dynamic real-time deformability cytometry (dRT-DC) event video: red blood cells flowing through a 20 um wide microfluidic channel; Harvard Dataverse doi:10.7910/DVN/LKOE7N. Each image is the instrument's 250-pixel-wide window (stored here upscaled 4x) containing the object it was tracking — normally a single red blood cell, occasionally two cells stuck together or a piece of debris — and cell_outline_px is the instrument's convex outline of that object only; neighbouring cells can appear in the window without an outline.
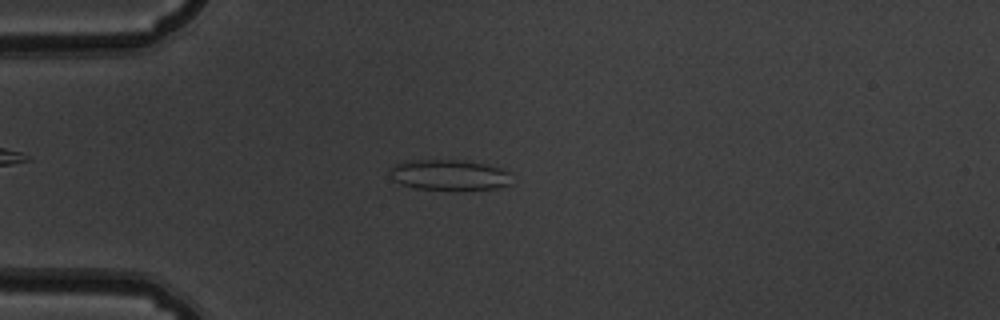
{"species": "common noctule bat (a hibernating species)", "species_latin": "Nyctalus noctula", "temperature_condition": "warm", "stored_images_in_passage": 49, "camera_frame_rate_fps": 3000, "um_per_image_px": 0.085, "animal": {"sex": "male", "body_mass_g": 19.5, "forearm_length_mm": 54.6}, "frame": {"image": 1, "passage_image": 11, "time_ms": 3.333, "image_size_px": [1000, 320], "cell_outline_px": [[508, 184], [496, 188], [456, 192], [452, 192], [416, 188], [400, 184], [392, 180], [388, 168], [404, 160], [460, 160], [484, 164], [500, 168], [508, 172]], "centroid_in_image_um": [38.09, 14.9], "position_along_channel_um": 46.9, "area_um2": 22.25}}
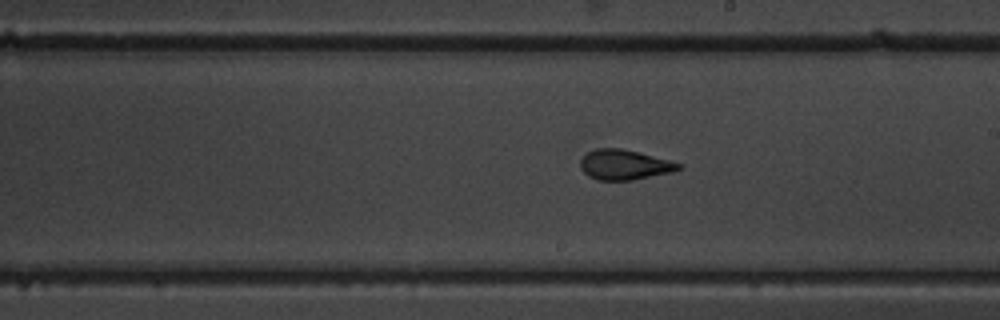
{"frame": {"image": 2, "passage_image": 27, "time_ms": 8.667, "image_size_px": [1000, 320], "cell_outline_px": [[684, 168], [672, 172], [632, 180], [596, 180], [588, 176], [580, 168], [580, 160], [588, 152], [596, 148], [620, 148], [640, 152], [684, 164]], "centroid_in_image_um": [53.1, 14.0], "position_along_channel_um": 235.9, "area_um2": 17.4}}
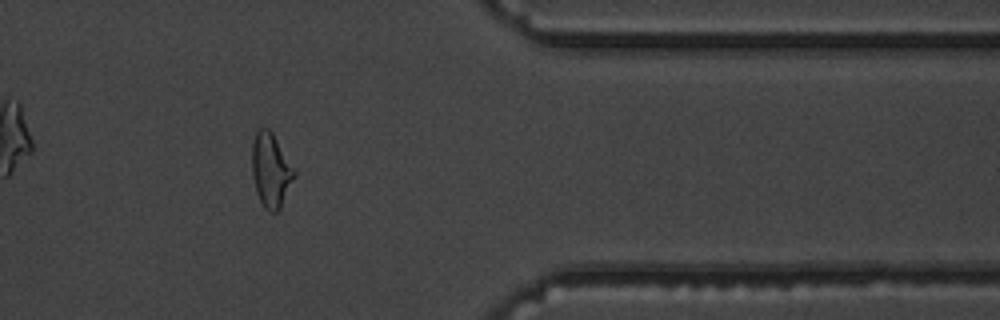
{"frame": {"image": 3, "passage_image": 40, "time_ms": 13.0, "image_size_px": [1000, 320], "cell_outline_px": [[296, 176], [280, 208], [276, 212], [268, 212], [264, 208], [256, 192], [252, 176], [252, 140], [256, 132], [260, 128], [268, 128], [272, 132], [296, 172]], "centroid_in_image_um": [23.01, 14.48], "position_along_channel_um": 388.4, "area_um2": 18.26}, "authors_computed_cell_mechanics": {"area_um2": 18.207, "velocity_mm_per_s": 3.882, "shape_relaxation_time_tau1_ms": null, "shape_relaxation_time_tau2_ms": 0.9336, "deformation_change_tau1": null, "deformation_change_tau2": 0.088}}